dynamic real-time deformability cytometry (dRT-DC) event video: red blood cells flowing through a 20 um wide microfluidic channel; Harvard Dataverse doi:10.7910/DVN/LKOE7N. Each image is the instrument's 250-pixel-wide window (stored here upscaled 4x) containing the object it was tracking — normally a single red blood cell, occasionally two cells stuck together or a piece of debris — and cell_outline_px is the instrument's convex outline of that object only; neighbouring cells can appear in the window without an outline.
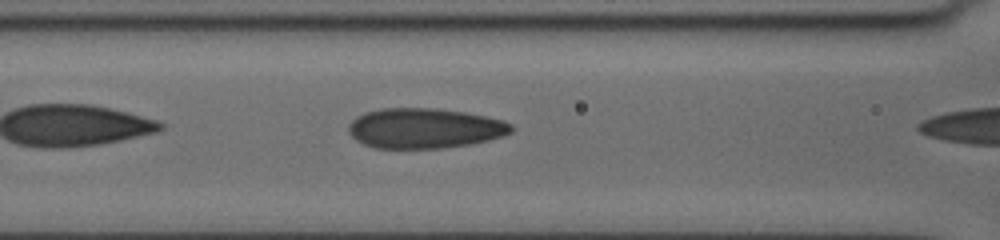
{"species": "human", "species_latin": "Homo sapiens", "temperature_condition": "cold", "stored_images_in_passage": 12, "camera_frame_rate_fps": 3000, "um_per_image_px": 0.085, "donor": {"sex": "female"}, "frame": {"image": 1, "passage_image": 7, "time_ms": 2.0, "image_size_px": [1000, 240], "cell_outline_px": [[512, 132], [504, 136], [472, 144], [444, 148], [372, 148], [356, 140], [348, 132], [348, 124], [356, 116], [364, 112], [384, 108], [436, 108], [464, 112], [504, 120], [512, 124]], "centroid_in_image_um": [36.08, 10.9], "position_along_channel_um": 130.5, "area_um2": 38.32}}